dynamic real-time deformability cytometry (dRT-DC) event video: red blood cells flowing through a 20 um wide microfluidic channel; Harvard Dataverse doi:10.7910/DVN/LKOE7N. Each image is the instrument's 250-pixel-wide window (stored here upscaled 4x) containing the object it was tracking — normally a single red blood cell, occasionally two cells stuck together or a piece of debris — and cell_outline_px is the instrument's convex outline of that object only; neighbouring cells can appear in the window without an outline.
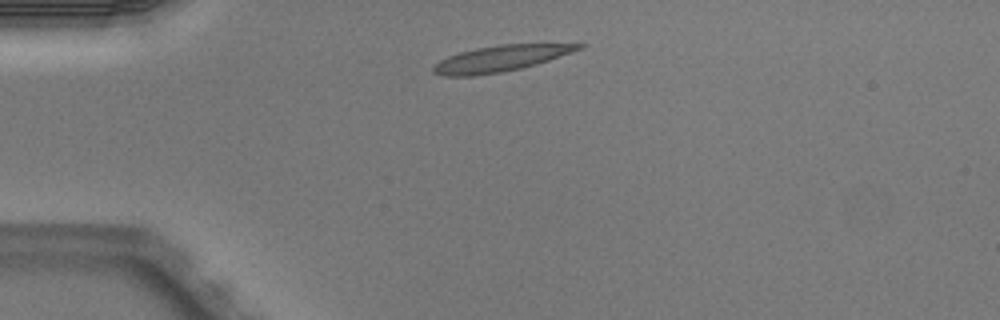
{"species": "Egyptian fruit bat (a non-hibernating species)", "species_latin": "Rousettus aegyptiacus", "temperature_condition": "warm", "stored_images_in_passage": 2, "camera_frame_rate_fps": 3000, "um_per_image_px": 0.085, "animal": {"sex": "male"}, "frame": {"image": 1, "passage_image": 1, "time_ms": 0.0, "image_size_px": [1000, 320], "cell_outline_px": [[588, 44], [584, 48], [536, 64], [504, 72], [472, 76], [444, 76], [432, 72], [432, 68], [440, 60], [448, 56], [460, 52], [476, 48], [500, 44]], "centroid_in_image_um": [42.53, 4.98], "position_along_channel_um": 42.5, "area_um2": 21.91}}